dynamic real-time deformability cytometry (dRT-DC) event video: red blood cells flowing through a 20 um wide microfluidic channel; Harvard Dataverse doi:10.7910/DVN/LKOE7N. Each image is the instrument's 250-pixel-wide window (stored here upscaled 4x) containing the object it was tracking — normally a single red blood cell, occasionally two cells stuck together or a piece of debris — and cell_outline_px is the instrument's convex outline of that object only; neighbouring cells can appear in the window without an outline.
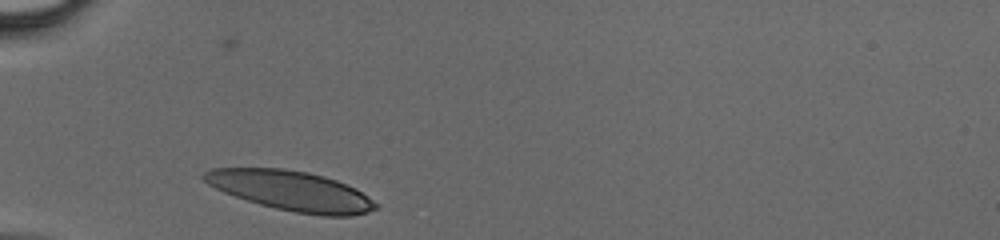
{"species": "human", "species_latin": "Homo sapiens", "temperature_condition": "cold", "stored_images_in_passage": 24, "camera_frame_rate_fps": 3000, "um_per_image_px": 0.085, "donor": {"sex": "male"}, "frame": {"image": 1, "passage_image": 1, "time_ms": 0.0, "image_size_px": [1000, 240], "cell_outline_px": [[380, 208], [368, 212], [352, 216], [324, 216], [296, 212], [276, 208], [260, 204], [224, 192], [208, 184], [200, 176], [204, 172], [212, 168], [284, 168], [308, 172], [324, 176], [336, 180], [356, 188], [380, 204]], "centroid_in_image_um": [24.8, 16.21], "position_along_channel_um": 60.2, "area_um2": 39.88}}
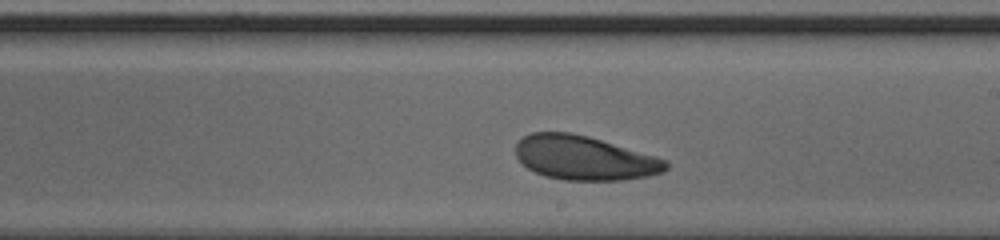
{"frame": {"image": 2, "passage_image": 14, "time_ms": 4.333, "image_size_px": [1000, 240], "cell_outline_px": [[668, 168], [664, 172], [648, 176], [620, 180], [564, 180], [544, 176], [528, 168], [516, 156], [516, 144], [524, 136], [532, 132], [572, 132], [588, 136], [656, 156], [668, 160]], "centroid_in_image_um": [49.69, 13.42], "position_along_channel_um": 239.3, "area_um2": 38.61}}
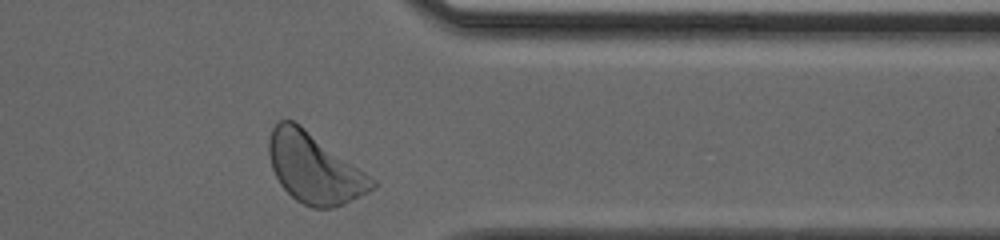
{"frame": {"image": 3, "passage_image": 24, "time_ms": 7.667, "image_size_px": [1000, 240], "cell_outline_px": [[376, 184], [368, 192], [344, 204], [332, 208], [312, 208], [296, 200], [280, 184], [272, 168], [268, 152], [268, 144], [272, 128], [280, 120], [292, 120], [300, 124], [376, 180]], "centroid_in_image_um": [26.7, 14.3], "position_along_channel_um": 384.7, "area_um2": 41.67}}